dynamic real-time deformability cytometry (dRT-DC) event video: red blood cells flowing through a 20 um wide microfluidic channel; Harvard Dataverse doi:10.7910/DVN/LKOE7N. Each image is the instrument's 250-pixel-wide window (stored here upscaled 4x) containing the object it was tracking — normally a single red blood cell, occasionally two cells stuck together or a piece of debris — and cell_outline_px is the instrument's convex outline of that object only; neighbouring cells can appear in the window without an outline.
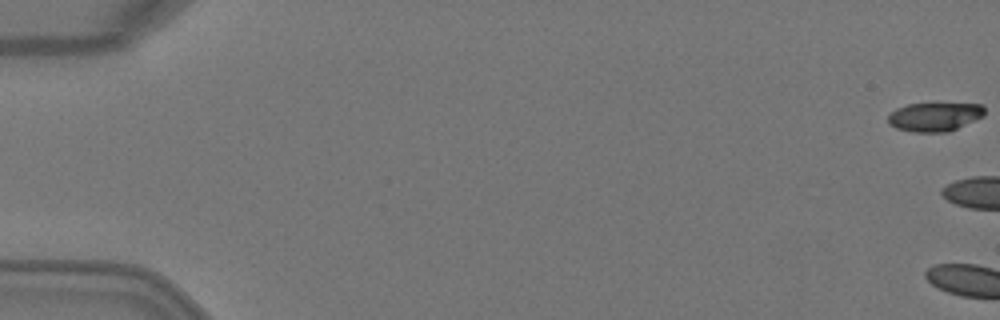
{"species": "Egyptian fruit bat (a non-hibernating species)", "species_latin": "Rousettus aegyptiacus", "temperature_condition": "warm", "stored_images_in_passage": 6, "camera_frame_rate_fps": 3000, "um_per_image_px": 0.085, "animal": {"sex": "female"}, "frame": {"image": 1, "passage_image": 1, "time_ms": 0.0, "image_size_px": [1000, 320], "cell_outline_px": [[984, 116], [948, 132], [912, 132], [896, 128], [888, 124], [888, 116], [896, 108], [908, 104], [984, 104]], "centroid_in_image_um": [79.43, 9.93], "position_along_channel_um": 5.6, "area_um2": 16.13}}